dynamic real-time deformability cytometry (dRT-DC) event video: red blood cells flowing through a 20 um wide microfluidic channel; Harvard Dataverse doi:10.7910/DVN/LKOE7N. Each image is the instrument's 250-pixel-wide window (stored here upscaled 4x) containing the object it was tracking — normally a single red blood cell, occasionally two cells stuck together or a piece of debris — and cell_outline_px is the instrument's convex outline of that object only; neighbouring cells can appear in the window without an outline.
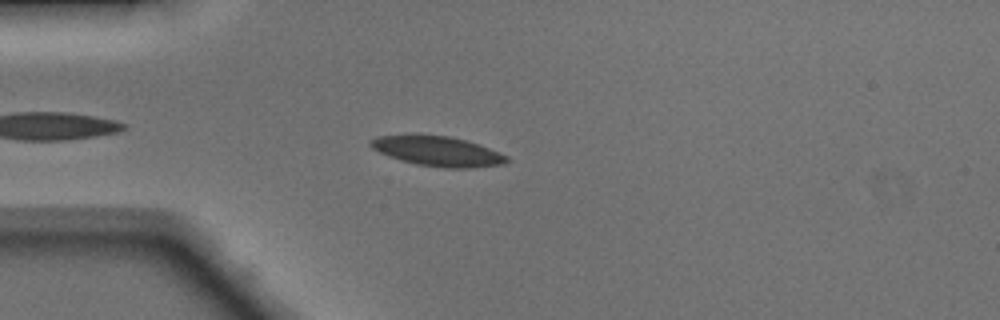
{"species": "Egyptian fruit bat (a non-hibernating species)", "species_latin": "Rousettus aegyptiacus", "temperature_condition": "warm", "stored_images_in_passage": 37, "camera_frame_rate_fps": 3000, "um_per_image_px": 0.085, "animal": {"sex": "male"}, "frame": {"image": 1, "passage_image": 4, "time_ms": 1.0, "image_size_px": [1000, 320], "cell_outline_px": [[508, 160], [504, 164], [472, 168], [444, 168], [416, 164], [400, 160], [388, 156], [372, 148], [368, 144], [368, 140], [376, 136], [416, 132], [448, 136], [464, 140], [488, 148], [508, 156]], "centroid_in_image_um": [37.09, 12.82], "position_along_channel_um": 47.9, "area_um2": 24.28}}
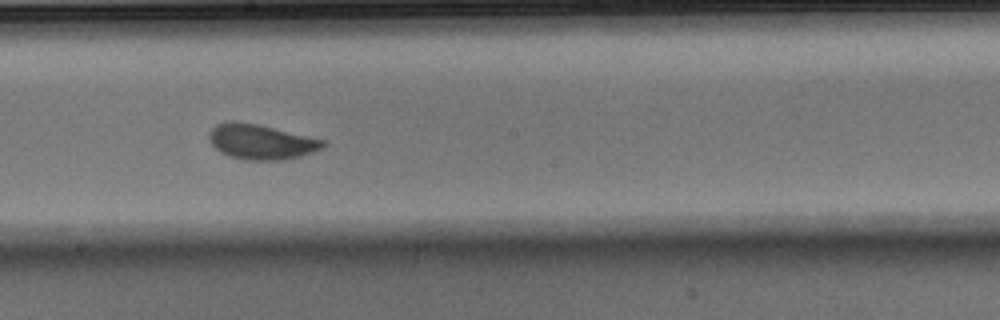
{"frame": {"image": 2, "passage_image": 18, "time_ms": 5.667, "image_size_px": [1000, 320], "cell_outline_px": [[324, 144], [320, 148], [312, 152], [300, 156], [284, 160], [244, 160], [220, 152], [208, 140], [208, 132], [216, 124], [232, 120], [256, 124], [324, 140]], "centroid_in_image_um": [22.12, 12.05], "position_along_channel_um": 226.1, "area_um2": 22.95}}
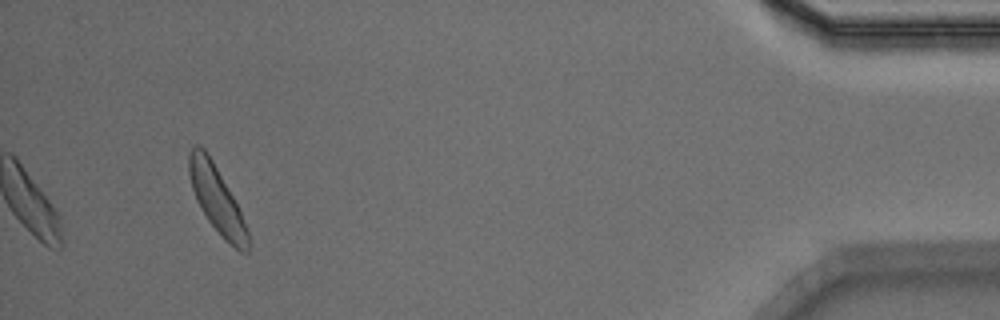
{"frame": {"image": 3, "passage_image": 37, "time_ms": 12.0, "image_size_px": [1000, 320], "cell_outline_px": [[248, 252], [240, 252], [224, 240], [208, 220], [196, 200], [192, 188], [188, 172], [188, 152], [196, 144], [200, 144], [204, 148], [212, 160], [232, 196], [240, 212], [248, 232]], "centroid_in_image_um": [18.39, 16.93], "position_along_channel_um": 416.8, "area_um2": 22.43}, "authors_computed_cell_mechanics": {"area_um2": 22.542, "velocity_mm_per_s": 4.11, "shape_relaxation_time_tau1_ms": 2.7041, "shape_relaxation_time_tau2_ms": 1.0226, "deformation_change_tau1": 0.1225, "deformation_change_tau2": 0.0616}}